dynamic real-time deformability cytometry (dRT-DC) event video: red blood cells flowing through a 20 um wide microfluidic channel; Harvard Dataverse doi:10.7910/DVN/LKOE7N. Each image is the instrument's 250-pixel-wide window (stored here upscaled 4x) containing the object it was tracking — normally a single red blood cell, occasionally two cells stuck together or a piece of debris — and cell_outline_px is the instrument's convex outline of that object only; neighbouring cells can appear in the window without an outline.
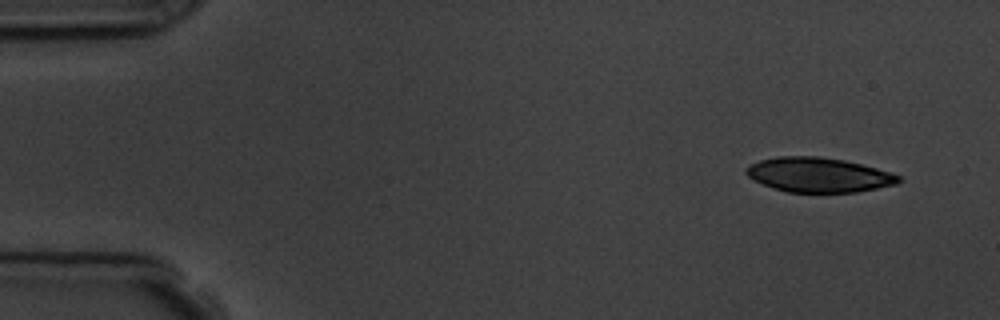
{"species": "common noctule bat (a hibernating species)", "species_latin": "Nyctalus noctula", "temperature_condition": "room temperature", "stored_images_in_passage": 5, "camera_frame_rate_fps": 3000, "um_per_image_px": 0.085, "animal": {"sex": "male", "body_mass_g": 19.5, "forearm_length_mm": 54.6}, "frame": {"image": 1, "passage_image": 1, "time_ms": 0.0, "image_size_px": [1000, 320], "cell_outline_px": [[900, 180], [896, 184], [856, 192], [784, 192], [764, 184], [748, 176], [744, 172], [744, 168], [748, 164], [760, 160], [776, 156], [820, 156], [844, 160], [892, 172], [900, 176]], "centroid_in_image_um": [69.55, 14.85], "position_along_channel_um": 15.5, "area_um2": 30.75}}